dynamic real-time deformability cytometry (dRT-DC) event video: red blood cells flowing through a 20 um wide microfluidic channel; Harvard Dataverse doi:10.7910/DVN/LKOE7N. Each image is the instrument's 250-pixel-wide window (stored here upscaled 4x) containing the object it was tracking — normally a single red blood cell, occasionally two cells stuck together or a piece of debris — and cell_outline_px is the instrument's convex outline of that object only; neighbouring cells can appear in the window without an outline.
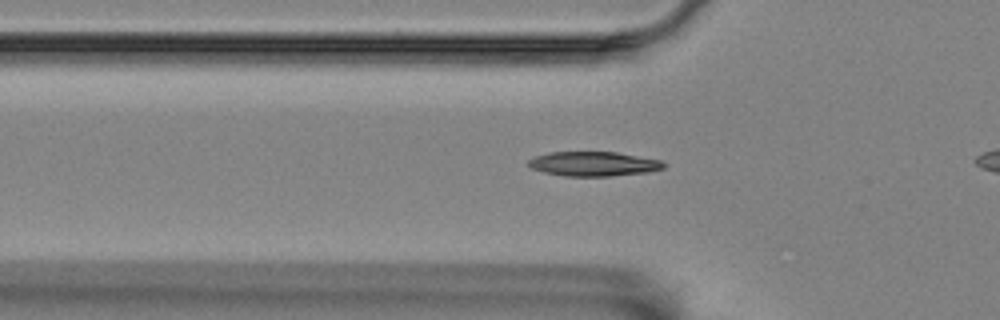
{"species": "Egyptian fruit bat (a non-hibernating species)", "species_latin": "Rousettus aegyptiacus", "temperature_condition": "room temperature", "stored_images_in_passage": 12, "camera_frame_rate_fps": 3000, "um_per_image_px": 0.085, "animal": {"sex": "female"}, "frame": {"image": 1, "passage_image": 9, "time_ms": 2.667, "image_size_px": [1000, 320], "cell_outline_px": [[664, 168], [648, 172], [612, 176], [564, 176], [544, 172], [532, 168], [528, 164], [528, 160], [536, 156], [548, 152], [616, 152], [660, 160], [664, 164]], "centroid_in_image_um": [50.44, 13.93], "position_along_channel_um": 75.4, "area_um2": 19.19}}